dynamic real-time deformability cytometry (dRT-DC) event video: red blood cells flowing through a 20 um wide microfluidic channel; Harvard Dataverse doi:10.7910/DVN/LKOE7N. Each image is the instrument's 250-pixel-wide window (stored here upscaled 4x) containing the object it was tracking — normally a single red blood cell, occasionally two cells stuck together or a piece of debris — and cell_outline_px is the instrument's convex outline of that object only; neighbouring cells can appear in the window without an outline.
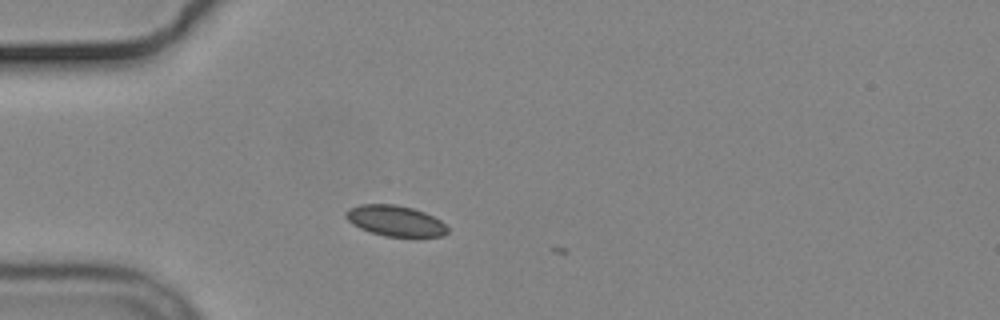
{"species": "common noctule bat (a hibernating species)", "species_latin": "Nyctalus noctula", "temperature_condition": "cold", "stored_images_in_passage": 5, "camera_frame_rate_fps": 3000, "um_per_image_px": 0.085, "animal": {"sex": "male", "body_mass_g": 19.2, "forearm_length_mm": 51.8}, "frame": {"image": 1, "passage_image": 2, "time_ms": 0.333, "image_size_px": [1000, 320], "cell_outline_px": [[448, 232], [444, 236], [384, 236], [360, 228], [352, 224], [344, 216], [344, 212], [348, 208], [360, 204], [396, 204], [412, 208], [424, 212], [440, 220], [448, 228]], "centroid_in_image_um": [33.56, 18.75], "position_along_channel_um": 51.4, "area_um2": 18.15}}